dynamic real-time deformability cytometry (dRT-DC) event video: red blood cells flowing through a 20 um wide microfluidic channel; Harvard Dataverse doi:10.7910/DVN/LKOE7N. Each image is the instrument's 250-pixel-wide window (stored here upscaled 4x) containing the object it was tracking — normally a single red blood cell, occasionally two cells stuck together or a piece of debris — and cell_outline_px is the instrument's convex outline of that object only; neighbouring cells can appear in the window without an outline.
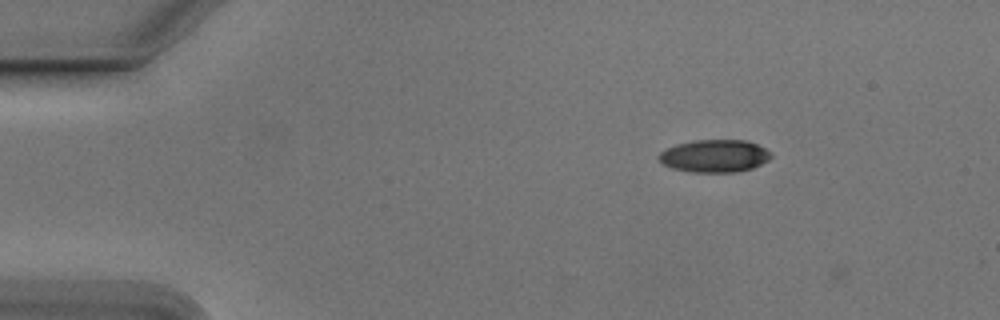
{"species": "Egyptian fruit bat (a non-hibernating species)", "species_latin": "Rousettus aegyptiacus", "temperature_condition": "cold", "stored_images_in_passage": 8, "camera_frame_rate_fps": 3000, "um_per_image_px": 0.085, "animal": {"sex": "male"}, "frame": {"image": 1, "passage_image": 7, "time_ms": 2.0, "image_size_px": [1000, 320], "cell_outline_px": [[772, 156], [768, 160], [752, 168], [736, 172], [692, 172], [672, 168], [664, 164], [656, 156], [664, 148], [676, 144], [696, 140], [748, 140], [772, 152]], "centroid_in_image_um": [60.72, 13.25], "position_along_channel_um": 24.3, "area_um2": 21.39}}